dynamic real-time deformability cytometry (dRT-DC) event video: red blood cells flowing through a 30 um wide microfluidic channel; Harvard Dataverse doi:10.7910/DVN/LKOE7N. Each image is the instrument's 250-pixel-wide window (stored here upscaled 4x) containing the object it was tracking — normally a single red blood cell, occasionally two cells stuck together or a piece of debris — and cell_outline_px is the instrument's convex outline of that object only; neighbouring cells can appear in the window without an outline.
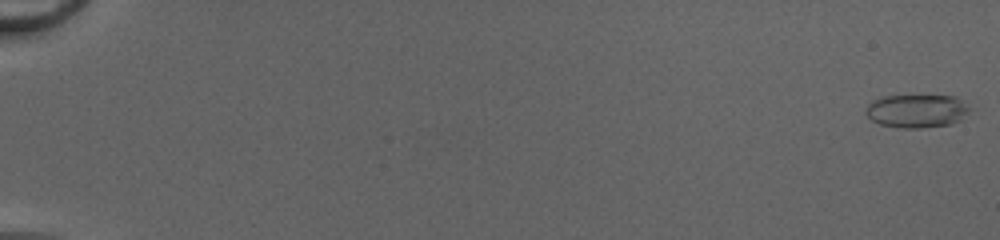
{"species": "common noctule bat (a hibernating species)", "species_latin": "Nyctalus noctula", "temperature_condition": "cold", "stored_images_in_passage": 52, "camera_frame_rate_fps": 3000, "um_per_image_px": 0.085, "animal": {"sex": "female", "body_mass_g": 20.0, "forearm_length_mm": 54.0}, "frame": {"image": 1, "passage_image": 1, "time_ms": 0.0, "image_size_px": [1000, 240], "cell_outline_px": [[972, 108], [960, 120], [952, 124], [920, 128], [900, 128], [880, 124], [872, 120], [864, 112], [868, 104], [872, 100], [884, 96], [956, 96]], "centroid_in_image_um": [77.93, 9.43], "position_along_channel_um": 7.1, "area_um2": 20.23}}
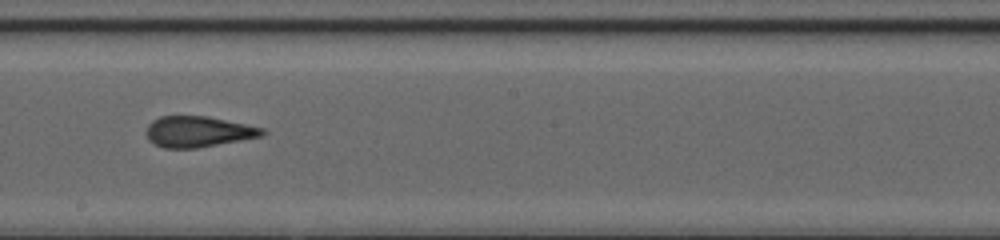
{"frame": {"image": 2, "passage_image": 32, "time_ms": 10.333, "image_size_px": [1000, 240], "cell_outline_px": [[268, 132], [264, 136], [196, 148], [164, 148], [148, 140], [144, 132], [148, 124], [152, 120], [160, 116], [208, 116], [264, 128]], "centroid_in_image_um": [16.84, 11.19], "position_along_channel_um": 231.4, "area_um2": 21.04}}
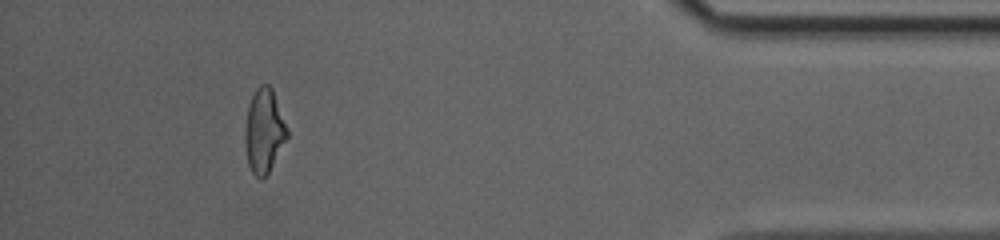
{"frame": {"image": 3, "passage_image": 48, "time_ms": 15.667, "image_size_px": [1000, 240], "cell_outline_px": [[288, 136], [264, 180], [260, 180], [252, 172], [248, 164], [244, 140], [244, 128], [248, 104], [256, 88], [260, 84], [268, 84], [272, 88], [288, 128]], "centroid_in_image_um": [22.43, 11.12], "position_along_channel_um": 412.8, "area_um2": 20.81}, "authors_computed_cell_mechanics": {"area_um2": 21.3282, "velocity_mm_per_s": 4.2284, "shape_relaxation_time_tau1_ms": null, "shape_relaxation_time_tau2_ms": 1.2077, "deformation_change_tau1": null, "deformation_change_tau2": 0.0787}}